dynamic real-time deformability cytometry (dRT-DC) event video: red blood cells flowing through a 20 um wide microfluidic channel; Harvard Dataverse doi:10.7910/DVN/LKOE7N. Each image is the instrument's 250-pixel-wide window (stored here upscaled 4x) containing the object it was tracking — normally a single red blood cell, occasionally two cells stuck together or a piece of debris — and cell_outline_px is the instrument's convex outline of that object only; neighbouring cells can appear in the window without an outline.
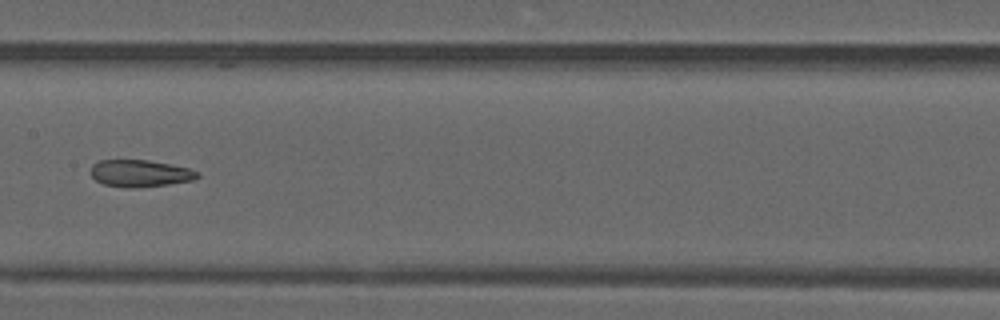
{"species": "common noctule bat (a hibernating species)", "species_latin": "Nyctalus noctula", "temperature_condition": "warm", "stored_images_in_passage": 35, "camera_frame_rate_fps": 3000, "um_per_image_px": 0.085, "animal": {"sex": "male", "forearm_length_mm": 52.5}, "frame": {"image": 1, "passage_image": 11, "time_ms": 3.333, "image_size_px": [1000, 320], "cell_outline_px": [[200, 176], [192, 180], [168, 184], [136, 188], [128, 188], [104, 184], [96, 180], [92, 176], [92, 164], [100, 160], [148, 160], [172, 164], [188, 168], [200, 172]], "centroid_in_image_um": [11.93, 14.73], "position_along_channel_um": 195.5, "area_um2": 16.76}}
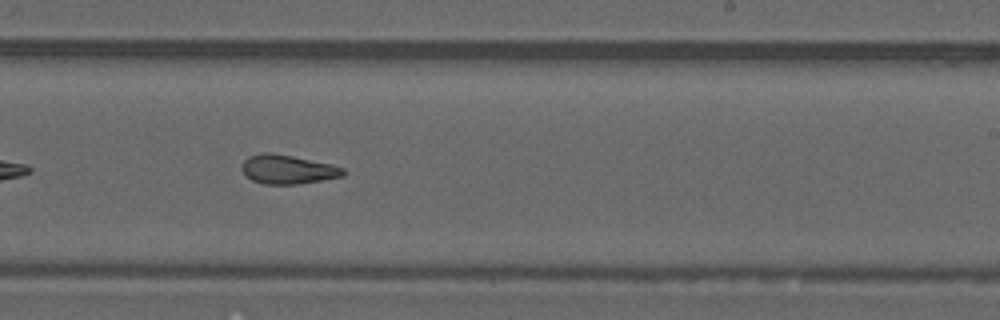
{"frame": {"image": 2, "passage_image": 16, "time_ms": 5.0, "image_size_px": [1000, 320], "cell_outline_px": [[348, 172], [344, 176], [296, 184], [264, 184], [252, 180], [240, 168], [240, 164], [248, 156], [264, 152], [272, 152], [332, 164], [344, 168]], "centroid_in_image_um": [24.46, 14.38], "position_along_channel_um": 264.5, "area_um2": 17.22}, "authors_computed_cell_mechanics": {"area_um2": 17.629, "velocity_mm_per_s": 4.1731, "shape_relaxation_time_tau1_ms": null, "shape_relaxation_time_tau2_ms": 2.9223, "deformation_change_tau1": null, "deformation_change_tau2": 0.1081}}